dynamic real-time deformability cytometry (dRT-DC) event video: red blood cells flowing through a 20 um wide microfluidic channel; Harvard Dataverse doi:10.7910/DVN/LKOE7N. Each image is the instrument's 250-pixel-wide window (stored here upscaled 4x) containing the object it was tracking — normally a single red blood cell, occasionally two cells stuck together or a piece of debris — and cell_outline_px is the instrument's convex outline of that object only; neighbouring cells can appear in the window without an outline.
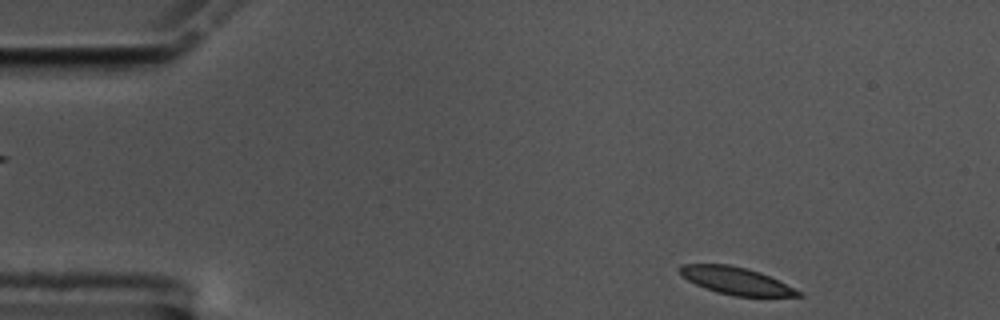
{"species": "common noctule bat (a hibernating species)", "species_latin": "Nyctalus noctula", "temperature_condition": "cold", "stored_images_in_passage": 51, "camera_frame_rate_fps": 3000, "um_per_image_px": 0.085, "animal": {"sex": "male", "body_mass_g": 17.5, "forearm_length_mm": 52.3}, "frame": {"image": 1, "passage_image": 1, "time_ms": 0.0, "image_size_px": [1000, 320], "cell_outline_px": [[804, 296], [736, 296], [716, 292], [696, 284], [688, 280], [676, 268], [680, 264], [728, 264], [748, 268], [760, 272], [800, 292]], "centroid_in_image_um": [62.49, 23.85], "position_along_channel_um": 22.5, "area_um2": 18.5}}
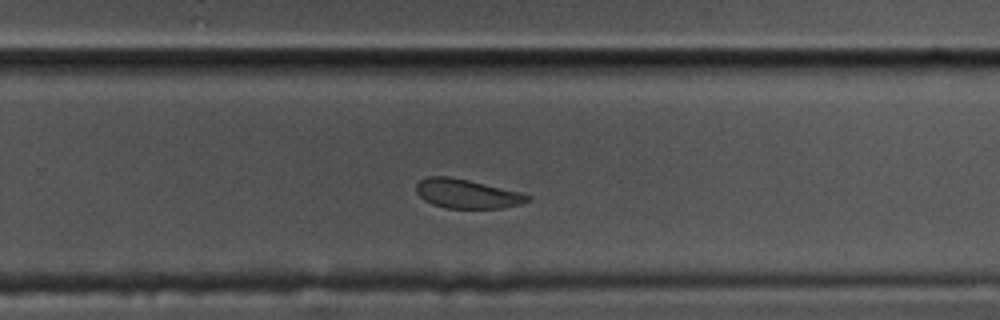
{"frame": {"image": 2, "passage_image": 31, "time_ms": 10.0, "image_size_px": [1000, 320], "cell_outline_px": [[532, 200], [520, 204], [500, 208], [444, 208], [432, 204], [424, 200], [416, 192], [416, 184], [420, 180], [428, 176], [448, 176], [468, 180], [520, 192], [532, 196]], "centroid_in_image_um": [39.68, 16.47], "position_along_channel_um": 290.1, "area_um2": 18.9}}
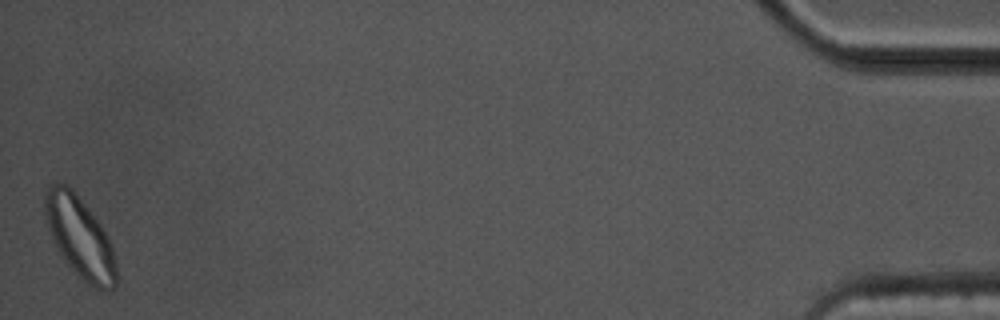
{"frame": {"image": 3, "passage_image": 51, "time_ms": 16.667, "image_size_px": [1000, 320], "cell_outline_px": [[116, 284], [112, 288], [96, 288], [84, 280], [64, 260], [52, 240], [48, 228], [44, 212], [44, 192], [52, 184], [64, 184], [72, 188], [88, 208], [100, 224], [108, 236], [112, 248], [116, 264]], "centroid_in_image_um": [6.76, 20.12], "position_along_channel_um": 428.4, "area_um2": 33.12}, "authors_computed_cell_mechanics": {"area_um2": 20.3456, "velocity_mm_per_s": 3.4716, "shape_relaxation_time_tau1_ms": 6.3508, "shape_relaxation_time_tau2_ms": 4.0964, "deformation_change_tau1": 0.1123, "deformation_change_tau2": 0.0941}}